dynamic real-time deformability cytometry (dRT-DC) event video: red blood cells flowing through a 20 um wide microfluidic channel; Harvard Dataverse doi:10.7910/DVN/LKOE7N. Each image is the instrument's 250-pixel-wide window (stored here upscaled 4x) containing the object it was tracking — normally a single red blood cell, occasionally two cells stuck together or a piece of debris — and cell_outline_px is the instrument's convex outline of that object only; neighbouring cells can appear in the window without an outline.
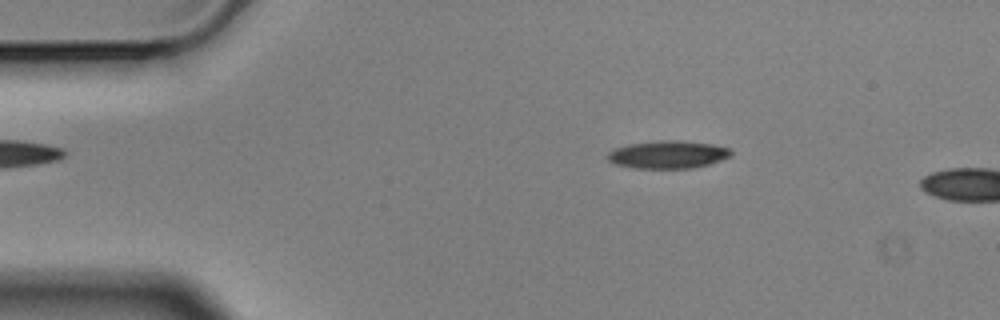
{"species": "Egyptian fruit bat (a non-hibernating species)", "species_latin": "Rousettus aegyptiacus", "temperature_condition": "cold", "stored_images_in_passage": 4, "camera_frame_rate_fps": 3000, "um_per_image_px": 0.085, "animal": {"sex": "male"}, "frame": {"image": 1, "passage_image": 3, "time_ms": 0.667, "image_size_px": [1000, 320], "cell_outline_px": [[732, 156], [708, 164], [692, 168], [632, 168], [616, 164], [608, 160], [608, 152], [616, 148], [628, 144], [660, 140], [680, 140], [712, 144], [728, 148], [732, 152]], "centroid_in_image_um": [56.77, 13.13], "position_along_channel_um": 28.2, "area_um2": 19.88}}